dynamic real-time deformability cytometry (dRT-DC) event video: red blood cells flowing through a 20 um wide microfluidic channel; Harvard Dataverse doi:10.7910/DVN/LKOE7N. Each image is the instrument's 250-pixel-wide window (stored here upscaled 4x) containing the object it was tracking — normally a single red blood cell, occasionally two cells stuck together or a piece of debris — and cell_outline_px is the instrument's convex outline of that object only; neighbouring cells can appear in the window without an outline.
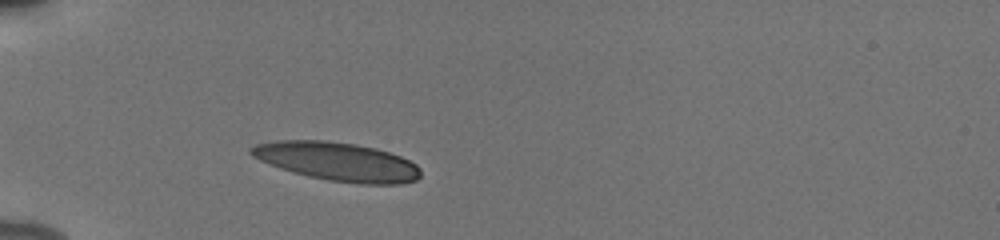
{"species": "human", "species_latin": "Homo sapiens", "temperature_condition": "cold", "stored_images_in_passage": 37, "camera_frame_rate_fps": 3000, "um_per_image_px": 0.085, "donor": {"sex": "male"}, "frame": {"image": 1, "passage_image": 1, "time_ms": 0.0, "image_size_px": [1000, 240], "cell_outline_px": [[420, 176], [416, 180], [400, 184], [360, 184], [328, 180], [308, 176], [292, 172], [280, 168], [260, 160], [252, 156], [248, 152], [248, 148], [256, 144], [276, 140], [324, 140], [356, 144], [376, 148], [400, 156], [416, 164], [420, 168]], "centroid_in_image_um": [28.66, 13.73], "position_along_channel_um": 56.3, "area_um2": 38.21}}
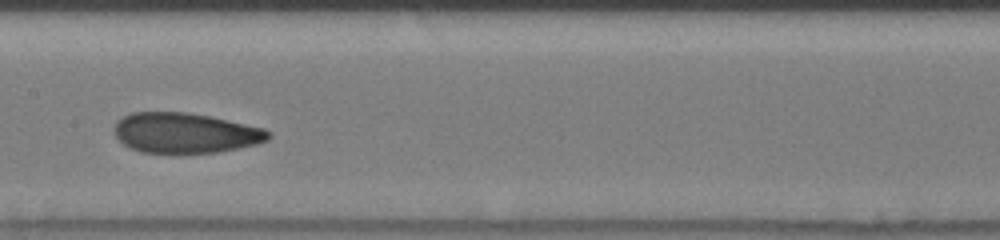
{"frame": {"image": 2, "passage_image": 13, "time_ms": 4.0, "image_size_px": [1000, 240], "cell_outline_px": [[272, 136], [268, 140], [256, 144], [220, 152], [140, 152], [128, 148], [116, 136], [116, 120], [132, 112], [184, 112], [212, 116], [264, 128], [272, 132]], "centroid_in_image_um": [15.78, 11.29], "position_along_channel_um": 191.6, "area_um2": 36.07}}
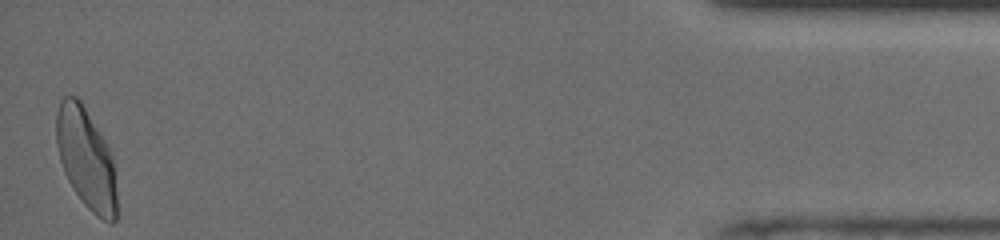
{"frame": {"image": 3, "passage_image": 37, "time_ms": 12.0, "image_size_px": [1000, 240], "cell_outline_px": [[116, 220], [112, 224], [108, 224], [96, 216], [84, 204], [68, 180], [64, 172], [60, 160], [56, 144], [56, 112], [60, 100], [64, 96], [76, 96], [80, 100], [112, 152], [116, 192]], "centroid_in_image_um": [7.32, 13.49], "position_along_channel_um": 427.9, "area_um2": 35.49}, "authors_computed_cell_mechanics": {"area_um2": 36.2406, "velocity_mm_per_s": 3.8643, "shape_relaxation_time_tau1_ms": 6.0092, "shape_relaxation_time_tau2_ms": 1.5886, "deformation_change_tau1": 0.1996, "deformation_change_tau2": 0.0794}}